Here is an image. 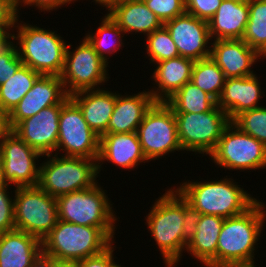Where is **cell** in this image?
Returning a JSON list of instances; mask_svg holds the SVG:
<instances>
[{
	"label": "cell",
	"mask_w": 266,
	"mask_h": 267,
	"mask_svg": "<svg viewBox=\"0 0 266 267\" xmlns=\"http://www.w3.org/2000/svg\"><path fill=\"white\" fill-rule=\"evenodd\" d=\"M41 76L29 66L22 65L8 81L0 85V110L6 116L15 108L21 99L30 91Z\"/></svg>",
	"instance_id": "cell-28"
},
{
	"label": "cell",
	"mask_w": 266,
	"mask_h": 267,
	"mask_svg": "<svg viewBox=\"0 0 266 267\" xmlns=\"http://www.w3.org/2000/svg\"><path fill=\"white\" fill-rule=\"evenodd\" d=\"M6 39L0 34V45L5 41Z\"/></svg>",
	"instance_id": "cell-49"
},
{
	"label": "cell",
	"mask_w": 266,
	"mask_h": 267,
	"mask_svg": "<svg viewBox=\"0 0 266 267\" xmlns=\"http://www.w3.org/2000/svg\"><path fill=\"white\" fill-rule=\"evenodd\" d=\"M145 5L162 21L174 19L186 12L185 0H143Z\"/></svg>",
	"instance_id": "cell-36"
},
{
	"label": "cell",
	"mask_w": 266,
	"mask_h": 267,
	"mask_svg": "<svg viewBox=\"0 0 266 267\" xmlns=\"http://www.w3.org/2000/svg\"><path fill=\"white\" fill-rule=\"evenodd\" d=\"M265 206L258 199L245 213L224 219L217 242V267H256L255 245L265 229Z\"/></svg>",
	"instance_id": "cell-1"
},
{
	"label": "cell",
	"mask_w": 266,
	"mask_h": 267,
	"mask_svg": "<svg viewBox=\"0 0 266 267\" xmlns=\"http://www.w3.org/2000/svg\"><path fill=\"white\" fill-rule=\"evenodd\" d=\"M18 16L17 4L13 0H0V34L6 40L11 39Z\"/></svg>",
	"instance_id": "cell-39"
},
{
	"label": "cell",
	"mask_w": 266,
	"mask_h": 267,
	"mask_svg": "<svg viewBox=\"0 0 266 267\" xmlns=\"http://www.w3.org/2000/svg\"><path fill=\"white\" fill-rule=\"evenodd\" d=\"M115 228L82 226L58 220L42 240V252L59 261H80L114 244Z\"/></svg>",
	"instance_id": "cell-3"
},
{
	"label": "cell",
	"mask_w": 266,
	"mask_h": 267,
	"mask_svg": "<svg viewBox=\"0 0 266 267\" xmlns=\"http://www.w3.org/2000/svg\"><path fill=\"white\" fill-rule=\"evenodd\" d=\"M223 0H185L186 13L208 22Z\"/></svg>",
	"instance_id": "cell-38"
},
{
	"label": "cell",
	"mask_w": 266,
	"mask_h": 267,
	"mask_svg": "<svg viewBox=\"0 0 266 267\" xmlns=\"http://www.w3.org/2000/svg\"><path fill=\"white\" fill-rule=\"evenodd\" d=\"M115 248L116 247L112 244L104 252L96 256L80 260L79 267H112L115 264L113 254Z\"/></svg>",
	"instance_id": "cell-41"
},
{
	"label": "cell",
	"mask_w": 266,
	"mask_h": 267,
	"mask_svg": "<svg viewBox=\"0 0 266 267\" xmlns=\"http://www.w3.org/2000/svg\"><path fill=\"white\" fill-rule=\"evenodd\" d=\"M115 164L121 168L134 169L140 163L148 162L144 156L137 132L104 134L100 137L98 173L102 162Z\"/></svg>",
	"instance_id": "cell-19"
},
{
	"label": "cell",
	"mask_w": 266,
	"mask_h": 267,
	"mask_svg": "<svg viewBox=\"0 0 266 267\" xmlns=\"http://www.w3.org/2000/svg\"><path fill=\"white\" fill-rule=\"evenodd\" d=\"M262 57H263V59H264V57L266 58V52L262 55Z\"/></svg>",
	"instance_id": "cell-51"
},
{
	"label": "cell",
	"mask_w": 266,
	"mask_h": 267,
	"mask_svg": "<svg viewBox=\"0 0 266 267\" xmlns=\"http://www.w3.org/2000/svg\"><path fill=\"white\" fill-rule=\"evenodd\" d=\"M52 267H79V261H59L53 258Z\"/></svg>",
	"instance_id": "cell-44"
},
{
	"label": "cell",
	"mask_w": 266,
	"mask_h": 267,
	"mask_svg": "<svg viewBox=\"0 0 266 267\" xmlns=\"http://www.w3.org/2000/svg\"><path fill=\"white\" fill-rule=\"evenodd\" d=\"M112 267H121V265L115 263Z\"/></svg>",
	"instance_id": "cell-50"
},
{
	"label": "cell",
	"mask_w": 266,
	"mask_h": 267,
	"mask_svg": "<svg viewBox=\"0 0 266 267\" xmlns=\"http://www.w3.org/2000/svg\"><path fill=\"white\" fill-rule=\"evenodd\" d=\"M58 220L93 226L98 228H116L115 209L105 190L99 183L91 188L75 191L56 197ZM115 212V213H114Z\"/></svg>",
	"instance_id": "cell-7"
},
{
	"label": "cell",
	"mask_w": 266,
	"mask_h": 267,
	"mask_svg": "<svg viewBox=\"0 0 266 267\" xmlns=\"http://www.w3.org/2000/svg\"><path fill=\"white\" fill-rule=\"evenodd\" d=\"M81 109L85 121L100 138L107 132L117 92L102 89L83 90L69 96Z\"/></svg>",
	"instance_id": "cell-23"
},
{
	"label": "cell",
	"mask_w": 266,
	"mask_h": 267,
	"mask_svg": "<svg viewBox=\"0 0 266 267\" xmlns=\"http://www.w3.org/2000/svg\"><path fill=\"white\" fill-rule=\"evenodd\" d=\"M95 2V4H99L103 7H106V0H93Z\"/></svg>",
	"instance_id": "cell-48"
},
{
	"label": "cell",
	"mask_w": 266,
	"mask_h": 267,
	"mask_svg": "<svg viewBox=\"0 0 266 267\" xmlns=\"http://www.w3.org/2000/svg\"><path fill=\"white\" fill-rule=\"evenodd\" d=\"M0 157L7 184H13L15 188L38 185L39 164L36 161L43 156L12 130H8L0 140Z\"/></svg>",
	"instance_id": "cell-14"
},
{
	"label": "cell",
	"mask_w": 266,
	"mask_h": 267,
	"mask_svg": "<svg viewBox=\"0 0 266 267\" xmlns=\"http://www.w3.org/2000/svg\"><path fill=\"white\" fill-rule=\"evenodd\" d=\"M53 155V156H52ZM39 165L38 187L50 196L84 190L97 184L98 162L84 157L48 154Z\"/></svg>",
	"instance_id": "cell-6"
},
{
	"label": "cell",
	"mask_w": 266,
	"mask_h": 267,
	"mask_svg": "<svg viewBox=\"0 0 266 267\" xmlns=\"http://www.w3.org/2000/svg\"><path fill=\"white\" fill-rule=\"evenodd\" d=\"M248 18V0H223L208 21L211 39H242Z\"/></svg>",
	"instance_id": "cell-25"
},
{
	"label": "cell",
	"mask_w": 266,
	"mask_h": 267,
	"mask_svg": "<svg viewBox=\"0 0 266 267\" xmlns=\"http://www.w3.org/2000/svg\"><path fill=\"white\" fill-rule=\"evenodd\" d=\"M210 57L224 72L226 79L252 76L253 64L262 56L242 39L214 40Z\"/></svg>",
	"instance_id": "cell-18"
},
{
	"label": "cell",
	"mask_w": 266,
	"mask_h": 267,
	"mask_svg": "<svg viewBox=\"0 0 266 267\" xmlns=\"http://www.w3.org/2000/svg\"><path fill=\"white\" fill-rule=\"evenodd\" d=\"M100 138L85 121L79 106L69 97L62 103L55 154L98 160Z\"/></svg>",
	"instance_id": "cell-13"
},
{
	"label": "cell",
	"mask_w": 266,
	"mask_h": 267,
	"mask_svg": "<svg viewBox=\"0 0 266 267\" xmlns=\"http://www.w3.org/2000/svg\"><path fill=\"white\" fill-rule=\"evenodd\" d=\"M61 108L62 105L44 108L36 115L20 121L12 131L43 157L53 154L58 144Z\"/></svg>",
	"instance_id": "cell-17"
},
{
	"label": "cell",
	"mask_w": 266,
	"mask_h": 267,
	"mask_svg": "<svg viewBox=\"0 0 266 267\" xmlns=\"http://www.w3.org/2000/svg\"><path fill=\"white\" fill-rule=\"evenodd\" d=\"M146 53L150 56V64L179 57L178 48L163 25L160 29L154 30L146 37Z\"/></svg>",
	"instance_id": "cell-33"
},
{
	"label": "cell",
	"mask_w": 266,
	"mask_h": 267,
	"mask_svg": "<svg viewBox=\"0 0 266 267\" xmlns=\"http://www.w3.org/2000/svg\"><path fill=\"white\" fill-rule=\"evenodd\" d=\"M202 215L203 214L194 209L184 198L183 234H184V243L186 245L196 233V226L197 223L201 220Z\"/></svg>",
	"instance_id": "cell-40"
},
{
	"label": "cell",
	"mask_w": 266,
	"mask_h": 267,
	"mask_svg": "<svg viewBox=\"0 0 266 267\" xmlns=\"http://www.w3.org/2000/svg\"><path fill=\"white\" fill-rule=\"evenodd\" d=\"M155 102L148 90L134 95L117 93L113 113L105 134L137 132L146 112Z\"/></svg>",
	"instance_id": "cell-21"
},
{
	"label": "cell",
	"mask_w": 266,
	"mask_h": 267,
	"mask_svg": "<svg viewBox=\"0 0 266 267\" xmlns=\"http://www.w3.org/2000/svg\"><path fill=\"white\" fill-rule=\"evenodd\" d=\"M41 251V241L24 231L0 233V267H29Z\"/></svg>",
	"instance_id": "cell-26"
},
{
	"label": "cell",
	"mask_w": 266,
	"mask_h": 267,
	"mask_svg": "<svg viewBox=\"0 0 266 267\" xmlns=\"http://www.w3.org/2000/svg\"><path fill=\"white\" fill-rule=\"evenodd\" d=\"M242 132L254 137L266 146V107L246 110L232 121Z\"/></svg>",
	"instance_id": "cell-34"
},
{
	"label": "cell",
	"mask_w": 266,
	"mask_h": 267,
	"mask_svg": "<svg viewBox=\"0 0 266 267\" xmlns=\"http://www.w3.org/2000/svg\"><path fill=\"white\" fill-rule=\"evenodd\" d=\"M174 188L159 196L145 218L167 267L177 266L187 246L183 234L184 197Z\"/></svg>",
	"instance_id": "cell-4"
},
{
	"label": "cell",
	"mask_w": 266,
	"mask_h": 267,
	"mask_svg": "<svg viewBox=\"0 0 266 267\" xmlns=\"http://www.w3.org/2000/svg\"><path fill=\"white\" fill-rule=\"evenodd\" d=\"M67 98L69 95L60 76L41 75L30 91L6 116L8 129L12 130L20 121L36 115L44 108L62 105Z\"/></svg>",
	"instance_id": "cell-16"
},
{
	"label": "cell",
	"mask_w": 266,
	"mask_h": 267,
	"mask_svg": "<svg viewBox=\"0 0 266 267\" xmlns=\"http://www.w3.org/2000/svg\"><path fill=\"white\" fill-rule=\"evenodd\" d=\"M249 18L242 40L261 56L266 52V0H248Z\"/></svg>",
	"instance_id": "cell-32"
},
{
	"label": "cell",
	"mask_w": 266,
	"mask_h": 267,
	"mask_svg": "<svg viewBox=\"0 0 266 267\" xmlns=\"http://www.w3.org/2000/svg\"><path fill=\"white\" fill-rule=\"evenodd\" d=\"M19 17L15 23L17 34H12L11 39L19 45L17 52L23 65L29 66L41 75L60 76L64 68L66 40L56 34V31L22 21L19 24Z\"/></svg>",
	"instance_id": "cell-5"
},
{
	"label": "cell",
	"mask_w": 266,
	"mask_h": 267,
	"mask_svg": "<svg viewBox=\"0 0 266 267\" xmlns=\"http://www.w3.org/2000/svg\"><path fill=\"white\" fill-rule=\"evenodd\" d=\"M258 78L254 74L225 80L217 105L228 115L231 121L241 112L261 107L259 101L264 96V90H261Z\"/></svg>",
	"instance_id": "cell-20"
},
{
	"label": "cell",
	"mask_w": 266,
	"mask_h": 267,
	"mask_svg": "<svg viewBox=\"0 0 266 267\" xmlns=\"http://www.w3.org/2000/svg\"><path fill=\"white\" fill-rule=\"evenodd\" d=\"M164 26L176 44L180 56L193 61L210 57L213 40L210 37L208 22L185 12L165 22Z\"/></svg>",
	"instance_id": "cell-15"
},
{
	"label": "cell",
	"mask_w": 266,
	"mask_h": 267,
	"mask_svg": "<svg viewBox=\"0 0 266 267\" xmlns=\"http://www.w3.org/2000/svg\"><path fill=\"white\" fill-rule=\"evenodd\" d=\"M118 0H106V10H108L112 5H114Z\"/></svg>",
	"instance_id": "cell-47"
},
{
	"label": "cell",
	"mask_w": 266,
	"mask_h": 267,
	"mask_svg": "<svg viewBox=\"0 0 266 267\" xmlns=\"http://www.w3.org/2000/svg\"><path fill=\"white\" fill-rule=\"evenodd\" d=\"M6 185L7 183L5 182V179H4L3 165H2V160L0 157V188Z\"/></svg>",
	"instance_id": "cell-46"
},
{
	"label": "cell",
	"mask_w": 266,
	"mask_h": 267,
	"mask_svg": "<svg viewBox=\"0 0 266 267\" xmlns=\"http://www.w3.org/2000/svg\"><path fill=\"white\" fill-rule=\"evenodd\" d=\"M226 77L211 57L195 61L190 82L216 102L221 96Z\"/></svg>",
	"instance_id": "cell-31"
},
{
	"label": "cell",
	"mask_w": 266,
	"mask_h": 267,
	"mask_svg": "<svg viewBox=\"0 0 266 267\" xmlns=\"http://www.w3.org/2000/svg\"><path fill=\"white\" fill-rule=\"evenodd\" d=\"M137 135L147 161L183 151L174 111L166 102H155L151 106L138 126Z\"/></svg>",
	"instance_id": "cell-10"
},
{
	"label": "cell",
	"mask_w": 266,
	"mask_h": 267,
	"mask_svg": "<svg viewBox=\"0 0 266 267\" xmlns=\"http://www.w3.org/2000/svg\"><path fill=\"white\" fill-rule=\"evenodd\" d=\"M107 14L124 31L149 35L164 24L144 3L143 0H118Z\"/></svg>",
	"instance_id": "cell-24"
},
{
	"label": "cell",
	"mask_w": 266,
	"mask_h": 267,
	"mask_svg": "<svg viewBox=\"0 0 266 267\" xmlns=\"http://www.w3.org/2000/svg\"><path fill=\"white\" fill-rule=\"evenodd\" d=\"M14 189L15 229L42 242L58 221L56 197L50 196L38 186Z\"/></svg>",
	"instance_id": "cell-8"
},
{
	"label": "cell",
	"mask_w": 266,
	"mask_h": 267,
	"mask_svg": "<svg viewBox=\"0 0 266 267\" xmlns=\"http://www.w3.org/2000/svg\"><path fill=\"white\" fill-rule=\"evenodd\" d=\"M9 185L0 188V233L15 229L14 197H10ZM13 199V200H12Z\"/></svg>",
	"instance_id": "cell-37"
},
{
	"label": "cell",
	"mask_w": 266,
	"mask_h": 267,
	"mask_svg": "<svg viewBox=\"0 0 266 267\" xmlns=\"http://www.w3.org/2000/svg\"><path fill=\"white\" fill-rule=\"evenodd\" d=\"M216 181H189L177 186L179 193L201 214L229 218L241 215L258 200L230 177Z\"/></svg>",
	"instance_id": "cell-2"
},
{
	"label": "cell",
	"mask_w": 266,
	"mask_h": 267,
	"mask_svg": "<svg viewBox=\"0 0 266 267\" xmlns=\"http://www.w3.org/2000/svg\"><path fill=\"white\" fill-rule=\"evenodd\" d=\"M53 257L46 255L42 251L36 256V258L31 262L29 267H52Z\"/></svg>",
	"instance_id": "cell-43"
},
{
	"label": "cell",
	"mask_w": 266,
	"mask_h": 267,
	"mask_svg": "<svg viewBox=\"0 0 266 267\" xmlns=\"http://www.w3.org/2000/svg\"><path fill=\"white\" fill-rule=\"evenodd\" d=\"M179 142L184 151L210 155L225 128L231 123L228 115L216 104L203 113H174Z\"/></svg>",
	"instance_id": "cell-9"
},
{
	"label": "cell",
	"mask_w": 266,
	"mask_h": 267,
	"mask_svg": "<svg viewBox=\"0 0 266 267\" xmlns=\"http://www.w3.org/2000/svg\"><path fill=\"white\" fill-rule=\"evenodd\" d=\"M7 126V117L3 114L0 110V140L2 139L3 135L8 131Z\"/></svg>",
	"instance_id": "cell-45"
},
{
	"label": "cell",
	"mask_w": 266,
	"mask_h": 267,
	"mask_svg": "<svg viewBox=\"0 0 266 267\" xmlns=\"http://www.w3.org/2000/svg\"><path fill=\"white\" fill-rule=\"evenodd\" d=\"M95 33L85 34V38L93 46L98 55L109 64L108 55L112 56L113 52L122 48L124 31L111 19L108 14H105ZM91 33V34H90ZM123 35V36H122ZM115 38V39H114ZM117 39V40H116ZM115 44V45H114ZM121 47V48H120ZM108 54V55H106Z\"/></svg>",
	"instance_id": "cell-30"
},
{
	"label": "cell",
	"mask_w": 266,
	"mask_h": 267,
	"mask_svg": "<svg viewBox=\"0 0 266 267\" xmlns=\"http://www.w3.org/2000/svg\"><path fill=\"white\" fill-rule=\"evenodd\" d=\"M195 61L179 56L155 63L152 81L156 84L149 93L156 102H166L187 82H190Z\"/></svg>",
	"instance_id": "cell-22"
},
{
	"label": "cell",
	"mask_w": 266,
	"mask_h": 267,
	"mask_svg": "<svg viewBox=\"0 0 266 267\" xmlns=\"http://www.w3.org/2000/svg\"><path fill=\"white\" fill-rule=\"evenodd\" d=\"M10 40L7 39L0 45V85L14 76L23 65L17 52V45Z\"/></svg>",
	"instance_id": "cell-35"
},
{
	"label": "cell",
	"mask_w": 266,
	"mask_h": 267,
	"mask_svg": "<svg viewBox=\"0 0 266 267\" xmlns=\"http://www.w3.org/2000/svg\"><path fill=\"white\" fill-rule=\"evenodd\" d=\"M166 103L174 113H203L210 111L217 102L191 82H187Z\"/></svg>",
	"instance_id": "cell-29"
},
{
	"label": "cell",
	"mask_w": 266,
	"mask_h": 267,
	"mask_svg": "<svg viewBox=\"0 0 266 267\" xmlns=\"http://www.w3.org/2000/svg\"><path fill=\"white\" fill-rule=\"evenodd\" d=\"M77 0H19L17 3V14H19L20 6H36L41 12L42 11H53V9L61 8L63 5L72 4Z\"/></svg>",
	"instance_id": "cell-42"
},
{
	"label": "cell",
	"mask_w": 266,
	"mask_h": 267,
	"mask_svg": "<svg viewBox=\"0 0 266 267\" xmlns=\"http://www.w3.org/2000/svg\"><path fill=\"white\" fill-rule=\"evenodd\" d=\"M224 219L203 214L197 223L196 233L187 243V253L192 254L204 267H217V242Z\"/></svg>",
	"instance_id": "cell-27"
},
{
	"label": "cell",
	"mask_w": 266,
	"mask_h": 267,
	"mask_svg": "<svg viewBox=\"0 0 266 267\" xmlns=\"http://www.w3.org/2000/svg\"><path fill=\"white\" fill-rule=\"evenodd\" d=\"M210 160L228 170H255L266 168V146L242 132L232 122L225 128Z\"/></svg>",
	"instance_id": "cell-12"
},
{
	"label": "cell",
	"mask_w": 266,
	"mask_h": 267,
	"mask_svg": "<svg viewBox=\"0 0 266 267\" xmlns=\"http://www.w3.org/2000/svg\"><path fill=\"white\" fill-rule=\"evenodd\" d=\"M81 42L73 51H70L71 44L66 47L64 68L60 78L69 96L83 90L100 89L110 78L108 64L85 37Z\"/></svg>",
	"instance_id": "cell-11"
}]
</instances>
